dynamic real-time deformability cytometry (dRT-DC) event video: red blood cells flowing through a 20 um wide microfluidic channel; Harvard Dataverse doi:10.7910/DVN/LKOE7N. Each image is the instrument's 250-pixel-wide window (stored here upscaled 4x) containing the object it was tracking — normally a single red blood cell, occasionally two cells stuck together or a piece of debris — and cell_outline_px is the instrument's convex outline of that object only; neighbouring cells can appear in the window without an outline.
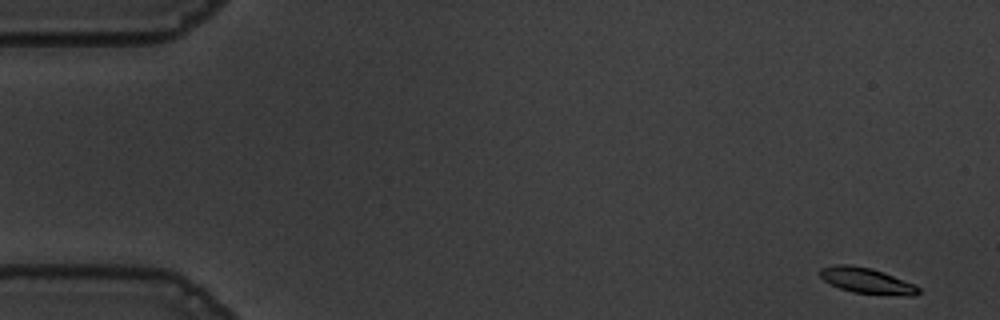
{"species": "common noctule bat (a hibernating species)", "species_latin": "Nyctalus noctula", "temperature_condition": "warm", "stored_images_in_passage": 55, "camera_frame_rate_fps": 3000, "um_per_image_px": 0.085, "animal": {"sex": "male", "body_mass_g": 19.5, "forearm_length_mm": 54.6}, "frame": {"image": 1, "passage_image": 1, "time_ms": 0.0, "image_size_px": [1000, 320], "cell_outline_px": [[920, 292], [916, 296], [908, 296], [852, 292], [840, 288], [824, 280], [820, 276], [820, 268], [836, 264], [848, 264], [872, 268], [912, 284], [920, 288]], "centroid_in_image_um": [73.66, 23.86], "position_along_channel_um": 11.3, "area_um2": 14.51}}
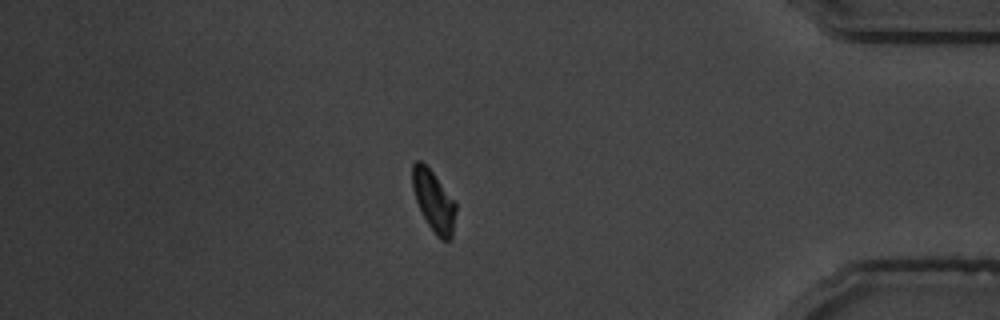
{"frame": {"image": 2, "passage_image": 47, "time_ms": 15.333, "image_size_px": [1000, 320], "cell_outline_px": [[456, 212], [452, 236], [448, 240], [440, 240], [436, 236], [428, 224], [416, 200], [412, 188], [412, 164], [416, 160], [420, 160], [432, 172], [456, 200]], "centroid_in_image_um": [36.88, 17.08], "position_along_channel_um": 398.3, "area_um2": 15.43}}
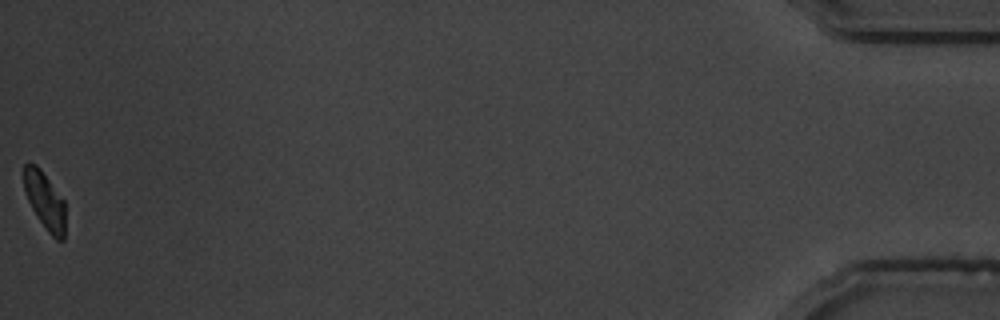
{"frame": {"image": 3, "passage_image": 55, "time_ms": 18.0, "image_size_px": [1000, 320], "cell_outline_px": [[64, 240], [56, 240], [48, 232], [32, 208], [24, 192], [24, 164], [36, 164], [40, 168], [64, 200]], "centroid_in_image_um": [3.81, 17.05], "position_along_channel_um": 431.4, "area_um2": 13.58}, "authors_computed_cell_mechanics": {"area_um2": 15.606, "velocity_mm_per_s": 3.5907, "shape_relaxation_time_tau1_ms": 3.1336, "shape_relaxation_time_tau2_ms": 5.6244, "deformation_change_tau1": 0.1307, "deformation_change_tau2": 0.0917}}